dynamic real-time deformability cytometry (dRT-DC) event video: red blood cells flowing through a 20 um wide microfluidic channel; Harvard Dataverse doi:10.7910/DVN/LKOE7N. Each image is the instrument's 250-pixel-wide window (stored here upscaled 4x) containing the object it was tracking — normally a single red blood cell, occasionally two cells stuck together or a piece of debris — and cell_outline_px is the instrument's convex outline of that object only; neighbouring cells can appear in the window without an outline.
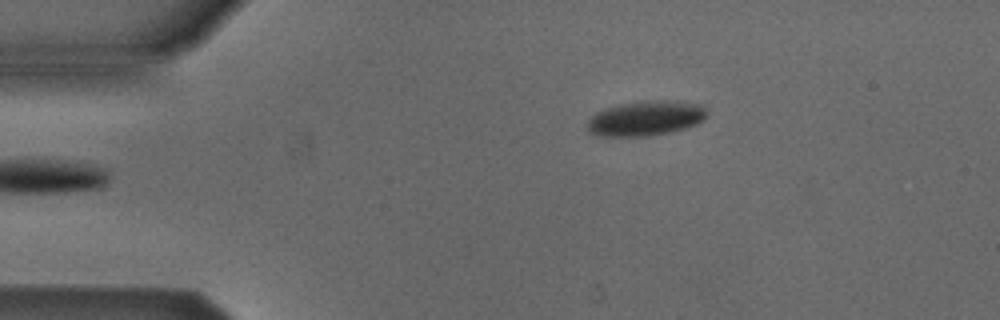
{"species": "Egyptian fruit bat (a non-hibernating species)", "species_latin": "Rousettus aegyptiacus", "temperature_condition": "cold", "stored_images_in_passage": 3, "camera_frame_rate_fps": 3000, "um_per_image_px": 0.085, "animal": {"sex": "male"}, "frame": {"image": 1, "passage_image": 3, "time_ms": 2.667, "image_size_px": [1000, 320], "cell_outline_px": [[708, 116], [704, 120], [696, 124], [684, 128], [668, 132], [644, 136], [600, 136], [588, 132], [588, 120], [596, 112], [604, 108], [620, 104], [644, 100], [676, 100], [704, 104], [708, 112]], "centroid_in_image_um": [54.93, 10.03], "position_along_channel_um": 30.1, "area_um2": 24.62}}